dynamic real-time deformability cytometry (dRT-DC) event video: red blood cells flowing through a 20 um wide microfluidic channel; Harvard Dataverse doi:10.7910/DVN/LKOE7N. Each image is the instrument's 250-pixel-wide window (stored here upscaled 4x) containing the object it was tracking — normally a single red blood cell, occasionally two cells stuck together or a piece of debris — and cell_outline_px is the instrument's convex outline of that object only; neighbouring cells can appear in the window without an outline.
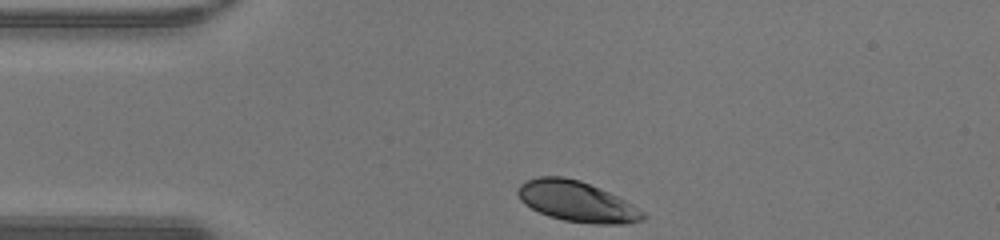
{"species": "human", "species_latin": "Homo sapiens", "temperature_condition": "warm", "stored_images_in_passage": 29, "camera_frame_rate_fps": 3000, "um_per_image_px": 0.085, "donor": {"sex": "male"}, "frame": {"image": 1, "passage_image": 1, "time_ms": 0.0, "image_size_px": [1000, 240], "cell_outline_px": [[648, 216], [644, 220], [624, 224], [596, 224], [564, 220], [548, 216], [524, 204], [520, 200], [516, 192], [516, 188], [520, 184], [536, 176], [564, 176], [580, 180], [608, 192], [632, 204], [644, 212]], "centroid_in_image_um": [49.02, 17.12], "position_along_channel_um": 36.0, "area_um2": 29.59}}
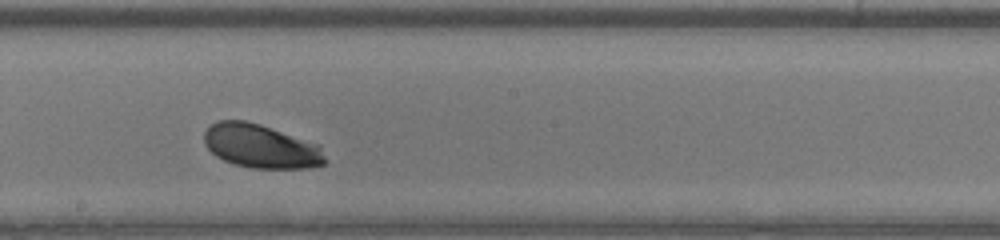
{"frame": {"image": 2, "passage_image": 17, "time_ms": 5.333, "image_size_px": [1000, 240], "cell_outline_px": [[324, 164], [308, 168], [252, 168], [232, 164], [216, 156], [204, 144], [204, 132], [216, 120], [244, 120], [260, 124], [320, 144], [324, 156]], "centroid_in_image_um": [22.16, 12.42], "position_along_channel_um": 226.0, "area_um2": 30.92}}
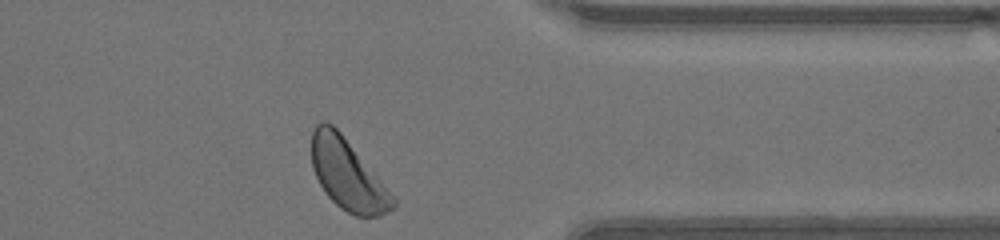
{"frame": {"image": 3, "passage_image": 29, "time_ms": 9.333, "image_size_px": [1000, 240], "cell_outline_px": [[396, 204], [388, 212], [380, 216], [356, 216], [340, 208], [328, 196], [320, 184], [312, 168], [312, 132], [316, 124], [324, 120], [332, 124], [340, 132], [380, 180], [396, 200]], "centroid_in_image_um": [29.52, 14.84], "position_along_channel_um": 381.9, "area_um2": 32.77}, "authors_computed_cell_mechanics": {"area_um2": 30.9808, "velocity_mm_per_s": 4.2388, "shape_relaxation_time_tau1_ms": 1.3574, "shape_relaxation_time_tau2_ms": null, "deformation_change_tau1": 0.1026, "deformation_change_tau2": null}}